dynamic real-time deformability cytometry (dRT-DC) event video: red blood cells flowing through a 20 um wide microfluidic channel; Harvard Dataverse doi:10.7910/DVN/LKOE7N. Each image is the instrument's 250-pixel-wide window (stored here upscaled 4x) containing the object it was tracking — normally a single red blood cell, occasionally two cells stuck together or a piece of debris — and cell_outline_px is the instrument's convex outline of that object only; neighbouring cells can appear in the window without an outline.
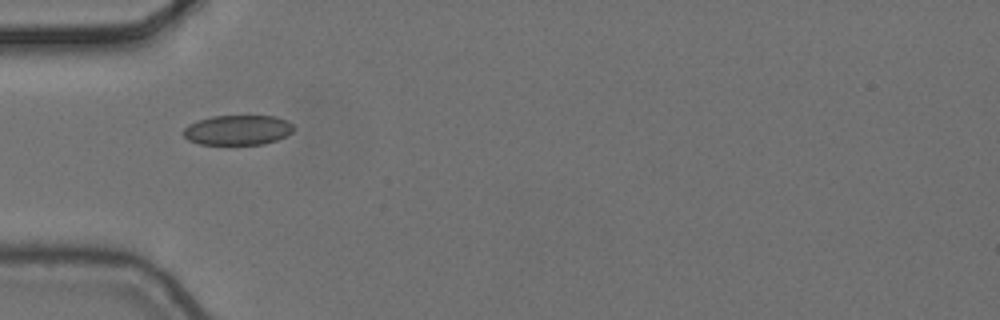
{"species": "common noctule bat (a hibernating species)", "species_latin": "Nyctalus noctula", "temperature_condition": "cold", "stored_images_in_passage": 2, "camera_frame_rate_fps": 3000, "um_per_image_px": 0.085, "animal": {"sex": "female", "body_mass_g": 24.6, "forearm_length_mm": 56.2}, "frame": {"image": 1, "passage_image": 1, "time_ms": 0.0, "image_size_px": [1000, 320], "cell_outline_px": [[296, 128], [292, 132], [276, 140], [264, 144], [200, 144], [188, 140], [184, 136], [184, 128], [188, 124], [212, 116], [276, 116], [288, 120]], "centroid_in_image_um": [20.23, 11.05], "position_along_channel_um": 64.8, "area_um2": 19.19}}
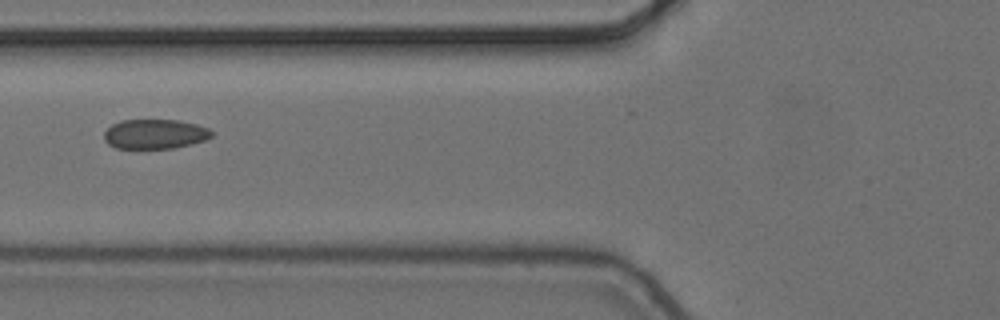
{"frame": {"image": 2, "passage_image": 2, "time_ms": 0.333, "image_size_px": [1000, 320], "cell_outline_px": [[212, 136], [204, 140], [192, 144], [172, 148], [116, 148], [108, 144], [104, 140], [104, 132], [112, 124], [120, 120], [176, 120], [196, 124], [208, 128], [212, 132]], "centroid_in_image_um": [13.14, 11.39], "position_along_channel_um": 112.7, "area_um2": 18.5}}